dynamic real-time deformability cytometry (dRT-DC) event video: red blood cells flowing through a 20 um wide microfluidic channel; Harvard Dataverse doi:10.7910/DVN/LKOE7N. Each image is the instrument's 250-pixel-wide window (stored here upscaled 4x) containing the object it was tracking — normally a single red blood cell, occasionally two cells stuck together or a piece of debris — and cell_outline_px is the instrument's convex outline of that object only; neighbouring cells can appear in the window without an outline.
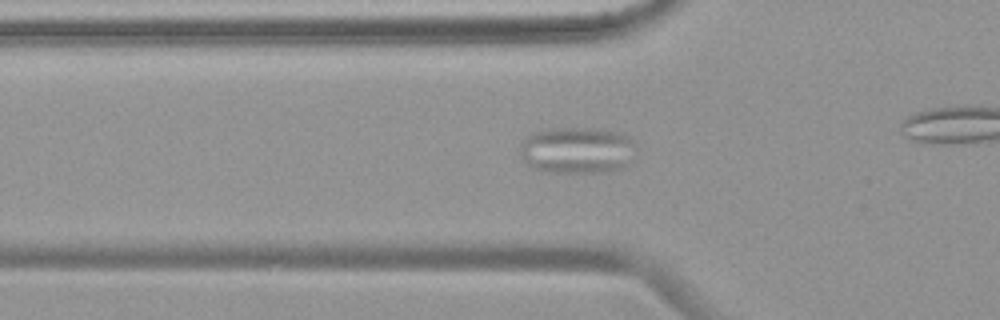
{"species": "common noctule bat (a hibernating species)", "species_latin": "Nyctalus noctula", "temperature_condition": "warm", "stored_images_in_passage": 47, "camera_frame_rate_fps": 3000, "um_per_image_px": 0.085, "animal": {"sex": "female", "body_mass_g": 19.9}, "frame": {"image": 1, "passage_image": 21, "time_ms": 6.667, "image_size_px": [1000, 320], "cell_outline_px": [[636, 148], [628, 164], [624, 168], [608, 172], [548, 172], [536, 168], [528, 164], [520, 152], [520, 144], [528, 136], [536, 132], [552, 128], [600, 128], [620, 132], [628, 136], [636, 144]], "centroid_in_image_um": [49.12, 12.76], "position_along_channel_um": 76.7, "area_um2": 31.62}}
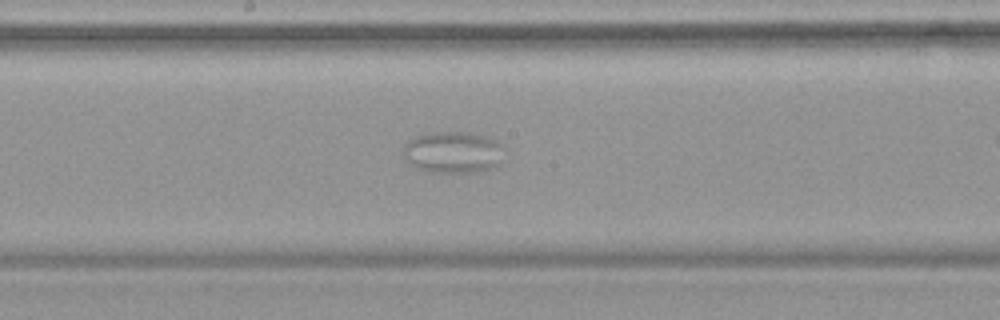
{"frame": {"image": 2, "passage_image": 32, "time_ms": 10.333, "image_size_px": [1000, 320], "cell_outline_px": [[496, 164], [488, 168], [476, 172], [432, 172], [416, 168], [408, 164], [404, 160], [404, 148], [408, 140], [420, 136], [436, 132], [464, 132], [484, 136], [496, 140]], "centroid_in_image_um": [38.33, 12.95], "position_along_channel_um": 209.9, "area_um2": 23.29}}
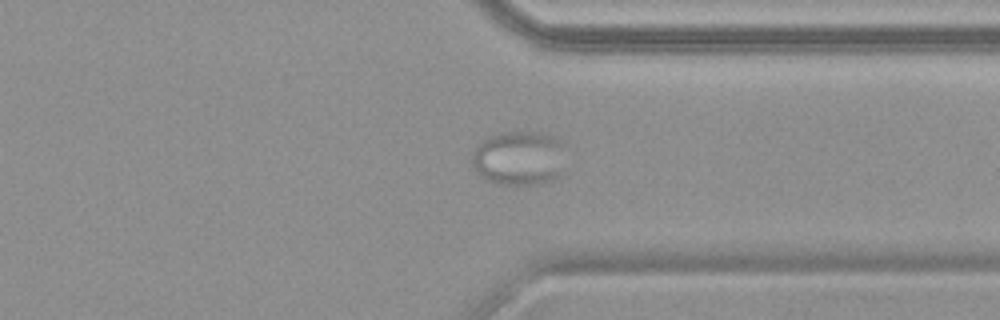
{"frame": {"image": 3, "passage_image": 45, "time_ms": 14.667, "image_size_px": [1000, 320], "cell_outline_px": [[564, 176], [544, 184], [504, 184], [488, 180], [480, 176], [472, 164], [472, 156], [476, 144], [488, 136], [500, 132], [536, 132], [556, 136], [564, 140]], "centroid_in_image_um": [44.19, 13.43], "position_along_channel_um": 367.2, "area_um2": 30.58}}